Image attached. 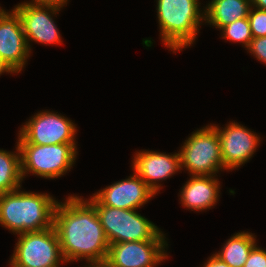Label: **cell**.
I'll return each mask as SVG.
<instances>
[{"label": "cell", "mask_w": 266, "mask_h": 267, "mask_svg": "<svg viewBox=\"0 0 266 267\" xmlns=\"http://www.w3.org/2000/svg\"><path fill=\"white\" fill-rule=\"evenodd\" d=\"M166 240L129 241L110 244L108 267H156L168 258Z\"/></svg>", "instance_id": "obj_10"}, {"label": "cell", "mask_w": 266, "mask_h": 267, "mask_svg": "<svg viewBox=\"0 0 266 267\" xmlns=\"http://www.w3.org/2000/svg\"><path fill=\"white\" fill-rule=\"evenodd\" d=\"M203 267H230L220 258H218L214 253L208 258Z\"/></svg>", "instance_id": "obj_23"}, {"label": "cell", "mask_w": 266, "mask_h": 267, "mask_svg": "<svg viewBox=\"0 0 266 267\" xmlns=\"http://www.w3.org/2000/svg\"><path fill=\"white\" fill-rule=\"evenodd\" d=\"M84 267H108L105 263H92V264H88V266H85Z\"/></svg>", "instance_id": "obj_27"}, {"label": "cell", "mask_w": 266, "mask_h": 267, "mask_svg": "<svg viewBox=\"0 0 266 267\" xmlns=\"http://www.w3.org/2000/svg\"><path fill=\"white\" fill-rule=\"evenodd\" d=\"M2 73H14L10 68L9 66H7L5 64V62L1 59L0 57V76L2 75Z\"/></svg>", "instance_id": "obj_25"}, {"label": "cell", "mask_w": 266, "mask_h": 267, "mask_svg": "<svg viewBox=\"0 0 266 267\" xmlns=\"http://www.w3.org/2000/svg\"><path fill=\"white\" fill-rule=\"evenodd\" d=\"M21 155V172L45 179H57L73 167L77 158L76 144H18Z\"/></svg>", "instance_id": "obj_5"}, {"label": "cell", "mask_w": 266, "mask_h": 267, "mask_svg": "<svg viewBox=\"0 0 266 267\" xmlns=\"http://www.w3.org/2000/svg\"><path fill=\"white\" fill-rule=\"evenodd\" d=\"M246 50L257 60L266 64V36L253 38Z\"/></svg>", "instance_id": "obj_21"}, {"label": "cell", "mask_w": 266, "mask_h": 267, "mask_svg": "<svg viewBox=\"0 0 266 267\" xmlns=\"http://www.w3.org/2000/svg\"><path fill=\"white\" fill-rule=\"evenodd\" d=\"M16 152L0 149V195L21 187V155L18 143Z\"/></svg>", "instance_id": "obj_18"}, {"label": "cell", "mask_w": 266, "mask_h": 267, "mask_svg": "<svg viewBox=\"0 0 266 267\" xmlns=\"http://www.w3.org/2000/svg\"><path fill=\"white\" fill-rule=\"evenodd\" d=\"M154 196L156 193L133 170V175L99 190L88 198V201L93 206L137 210Z\"/></svg>", "instance_id": "obj_11"}, {"label": "cell", "mask_w": 266, "mask_h": 267, "mask_svg": "<svg viewBox=\"0 0 266 267\" xmlns=\"http://www.w3.org/2000/svg\"><path fill=\"white\" fill-rule=\"evenodd\" d=\"M243 267H266V249L264 250L256 244Z\"/></svg>", "instance_id": "obj_22"}, {"label": "cell", "mask_w": 266, "mask_h": 267, "mask_svg": "<svg viewBox=\"0 0 266 267\" xmlns=\"http://www.w3.org/2000/svg\"><path fill=\"white\" fill-rule=\"evenodd\" d=\"M247 18L253 38L266 36V10L251 7Z\"/></svg>", "instance_id": "obj_20"}, {"label": "cell", "mask_w": 266, "mask_h": 267, "mask_svg": "<svg viewBox=\"0 0 266 267\" xmlns=\"http://www.w3.org/2000/svg\"><path fill=\"white\" fill-rule=\"evenodd\" d=\"M251 0H211L204 9V22L221 30L237 19L247 18Z\"/></svg>", "instance_id": "obj_16"}, {"label": "cell", "mask_w": 266, "mask_h": 267, "mask_svg": "<svg viewBox=\"0 0 266 267\" xmlns=\"http://www.w3.org/2000/svg\"><path fill=\"white\" fill-rule=\"evenodd\" d=\"M67 4L21 2L13 9L19 14L27 45L31 52V41L44 45L61 44L58 26L53 20L61 8Z\"/></svg>", "instance_id": "obj_9"}, {"label": "cell", "mask_w": 266, "mask_h": 267, "mask_svg": "<svg viewBox=\"0 0 266 267\" xmlns=\"http://www.w3.org/2000/svg\"><path fill=\"white\" fill-rule=\"evenodd\" d=\"M252 7L266 10V0H251Z\"/></svg>", "instance_id": "obj_24"}, {"label": "cell", "mask_w": 266, "mask_h": 267, "mask_svg": "<svg viewBox=\"0 0 266 267\" xmlns=\"http://www.w3.org/2000/svg\"><path fill=\"white\" fill-rule=\"evenodd\" d=\"M58 201L52 195L17 190L0 195V225L18 235L53 227Z\"/></svg>", "instance_id": "obj_2"}, {"label": "cell", "mask_w": 266, "mask_h": 267, "mask_svg": "<svg viewBox=\"0 0 266 267\" xmlns=\"http://www.w3.org/2000/svg\"><path fill=\"white\" fill-rule=\"evenodd\" d=\"M30 50L19 14L12 9L0 11V57L14 72L20 73L30 57Z\"/></svg>", "instance_id": "obj_13"}, {"label": "cell", "mask_w": 266, "mask_h": 267, "mask_svg": "<svg viewBox=\"0 0 266 267\" xmlns=\"http://www.w3.org/2000/svg\"><path fill=\"white\" fill-rule=\"evenodd\" d=\"M29 2L60 3L67 4L68 0H31Z\"/></svg>", "instance_id": "obj_26"}, {"label": "cell", "mask_w": 266, "mask_h": 267, "mask_svg": "<svg viewBox=\"0 0 266 267\" xmlns=\"http://www.w3.org/2000/svg\"><path fill=\"white\" fill-rule=\"evenodd\" d=\"M219 135L224 170L237 169L248 162L260 145L259 135L238 122H229L225 127L211 124Z\"/></svg>", "instance_id": "obj_12"}, {"label": "cell", "mask_w": 266, "mask_h": 267, "mask_svg": "<svg viewBox=\"0 0 266 267\" xmlns=\"http://www.w3.org/2000/svg\"><path fill=\"white\" fill-rule=\"evenodd\" d=\"M256 236L241 231L232 235L215 255L230 267H243L252 248L256 245Z\"/></svg>", "instance_id": "obj_17"}, {"label": "cell", "mask_w": 266, "mask_h": 267, "mask_svg": "<svg viewBox=\"0 0 266 267\" xmlns=\"http://www.w3.org/2000/svg\"><path fill=\"white\" fill-rule=\"evenodd\" d=\"M215 177L190 175L179 193L182 206L198 212L215 206L220 196V182Z\"/></svg>", "instance_id": "obj_15"}, {"label": "cell", "mask_w": 266, "mask_h": 267, "mask_svg": "<svg viewBox=\"0 0 266 267\" xmlns=\"http://www.w3.org/2000/svg\"><path fill=\"white\" fill-rule=\"evenodd\" d=\"M94 207L109 245L129 241L166 240L165 234L136 210Z\"/></svg>", "instance_id": "obj_4"}, {"label": "cell", "mask_w": 266, "mask_h": 267, "mask_svg": "<svg viewBox=\"0 0 266 267\" xmlns=\"http://www.w3.org/2000/svg\"><path fill=\"white\" fill-rule=\"evenodd\" d=\"M14 248L10 267H60L66 263L54 226L18 234Z\"/></svg>", "instance_id": "obj_7"}, {"label": "cell", "mask_w": 266, "mask_h": 267, "mask_svg": "<svg viewBox=\"0 0 266 267\" xmlns=\"http://www.w3.org/2000/svg\"><path fill=\"white\" fill-rule=\"evenodd\" d=\"M160 38L173 53L190 47L197 38L204 10L199 0H156Z\"/></svg>", "instance_id": "obj_3"}, {"label": "cell", "mask_w": 266, "mask_h": 267, "mask_svg": "<svg viewBox=\"0 0 266 267\" xmlns=\"http://www.w3.org/2000/svg\"><path fill=\"white\" fill-rule=\"evenodd\" d=\"M179 152L181 170L189 175L218 176L224 169L217 130L207 125L189 136Z\"/></svg>", "instance_id": "obj_6"}, {"label": "cell", "mask_w": 266, "mask_h": 267, "mask_svg": "<svg viewBox=\"0 0 266 267\" xmlns=\"http://www.w3.org/2000/svg\"><path fill=\"white\" fill-rule=\"evenodd\" d=\"M221 30L223 39L239 42L246 49L249 47L250 41L253 39L248 18L237 19L231 24L223 27Z\"/></svg>", "instance_id": "obj_19"}, {"label": "cell", "mask_w": 266, "mask_h": 267, "mask_svg": "<svg viewBox=\"0 0 266 267\" xmlns=\"http://www.w3.org/2000/svg\"><path fill=\"white\" fill-rule=\"evenodd\" d=\"M54 111H40L20 128L18 144H77V127L72 120Z\"/></svg>", "instance_id": "obj_8"}, {"label": "cell", "mask_w": 266, "mask_h": 267, "mask_svg": "<svg viewBox=\"0 0 266 267\" xmlns=\"http://www.w3.org/2000/svg\"><path fill=\"white\" fill-rule=\"evenodd\" d=\"M132 169L156 194L163 188L161 183L181 171L179 152L166 154L152 150L136 151Z\"/></svg>", "instance_id": "obj_14"}, {"label": "cell", "mask_w": 266, "mask_h": 267, "mask_svg": "<svg viewBox=\"0 0 266 267\" xmlns=\"http://www.w3.org/2000/svg\"><path fill=\"white\" fill-rule=\"evenodd\" d=\"M53 226L66 263L85 259L88 264L105 263L109 242L95 207L81 196L70 195L58 202Z\"/></svg>", "instance_id": "obj_1"}]
</instances>
